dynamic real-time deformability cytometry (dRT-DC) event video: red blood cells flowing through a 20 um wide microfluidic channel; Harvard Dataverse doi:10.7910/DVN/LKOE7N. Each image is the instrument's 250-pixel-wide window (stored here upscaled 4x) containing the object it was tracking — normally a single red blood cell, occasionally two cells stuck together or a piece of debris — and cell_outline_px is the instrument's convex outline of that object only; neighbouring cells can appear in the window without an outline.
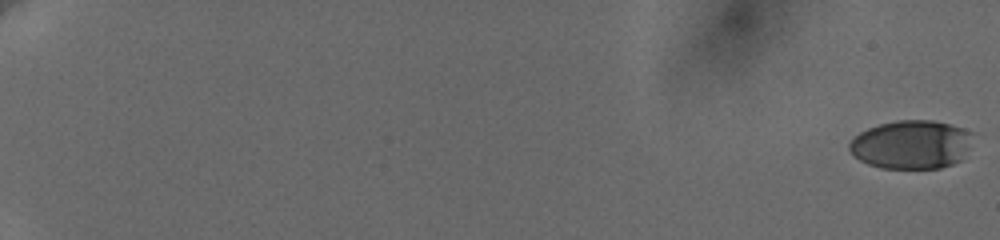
{"species": "human", "species_latin": "Homo sapiens", "temperature_condition": "cold", "stored_images_in_passage": 61, "camera_frame_rate_fps": 3000, "um_per_image_px": 0.085, "donor": {"sex": "female"}, "frame": {"image": 1, "passage_image": 1, "time_ms": 0.0, "image_size_px": [1000, 240], "cell_outline_px": [[972, 132], [968, 148], [960, 160], [952, 164], [940, 168], [880, 168], [868, 164], [860, 160], [848, 148], [848, 144], [860, 132], [868, 128], [880, 124], [896, 120], [932, 120], [964, 128]], "centroid_in_image_um": [77.45, 12.28], "position_along_channel_um": 7.5, "area_um2": 34.74}}
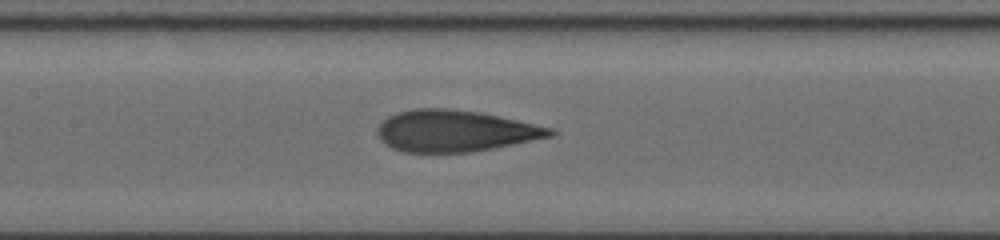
{"frame": {"image": 2, "passage_image": 34, "time_ms": 11.0, "image_size_px": [1000, 240], "cell_outline_px": [[556, 132], [552, 136], [472, 152], [404, 152], [392, 148], [380, 140], [376, 132], [380, 124], [388, 116], [396, 112], [412, 108], [448, 108], [480, 112], [552, 128]], "centroid_in_image_um": [38.62, 11.12], "position_along_channel_um": 168.8, "area_um2": 41.56}}
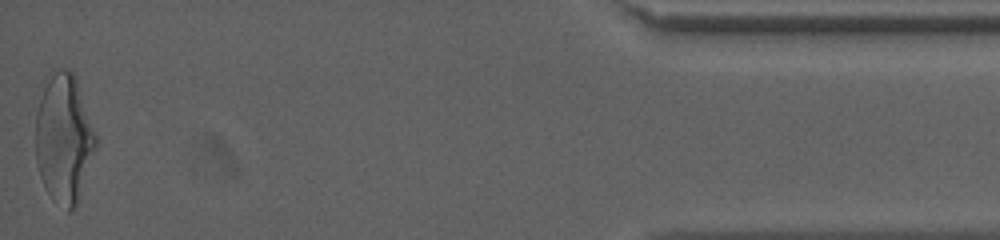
{"frame": {"image": 3, "passage_image": 61, "time_ms": 20.0, "image_size_px": [1000, 240], "cell_outline_px": [[96, 144], [76, 204], [68, 212], [44, 188], [40, 176], [36, 160], [36, 112], [44, 76], [52, 68], [72, 68], [96, 136]], "centroid_in_image_um": [5.37, 11.64], "position_along_channel_um": 429.8, "area_um2": 44.85}, "authors_computed_cell_mechanics": {"area_um2": 41.2114, "velocity_mm_per_s": 3.641, "shape_relaxation_time_tau1_ms": 4.4225, "shape_relaxation_time_tau2_ms": 1.0059, "deformation_change_tau1": 0.1902, "deformation_change_tau2": 0.0851}}